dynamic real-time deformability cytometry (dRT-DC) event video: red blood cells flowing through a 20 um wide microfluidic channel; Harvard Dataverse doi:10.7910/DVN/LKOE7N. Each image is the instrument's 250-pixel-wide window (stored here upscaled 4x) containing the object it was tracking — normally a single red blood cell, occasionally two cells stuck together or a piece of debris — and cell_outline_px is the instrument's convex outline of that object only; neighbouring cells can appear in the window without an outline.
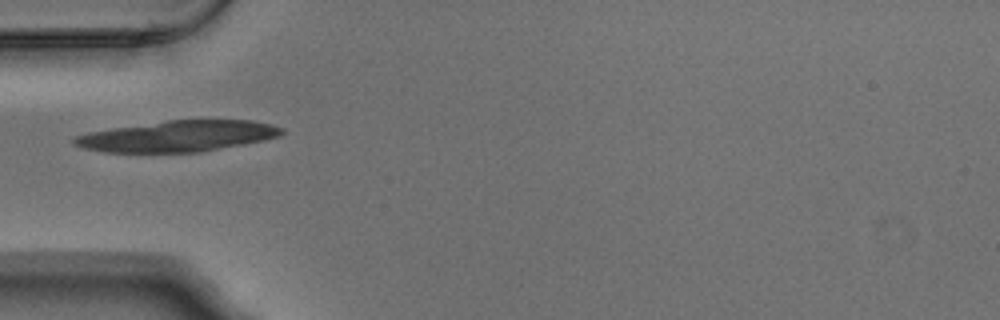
{"species": "Egyptian fruit bat (a non-hibernating species)", "species_latin": "Rousettus aegyptiacus", "temperature_condition": "warm", "stored_images_in_passage": 2, "camera_frame_rate_fps": 3000, "um_per_image_px": 0.085, "animal": {"sex": "male"}, "frame": {"image": 1, "passage_image": 1, "time_ms": 0.0, "image_size_px": [1000, 320], "cell_outline_px": [[284, 132], [280, 136], [264, 140], [244, 144], [200, 152], [104, 152], [80, 148], [72, 144], [72, 140], [76, 136], [88, 132], [168, 120], [252, 120], [284, 128]], "centroid_in_image_um": [15.1, 11.58], "position_along_channel_um": 69.9, "area_um2": 37.34}}
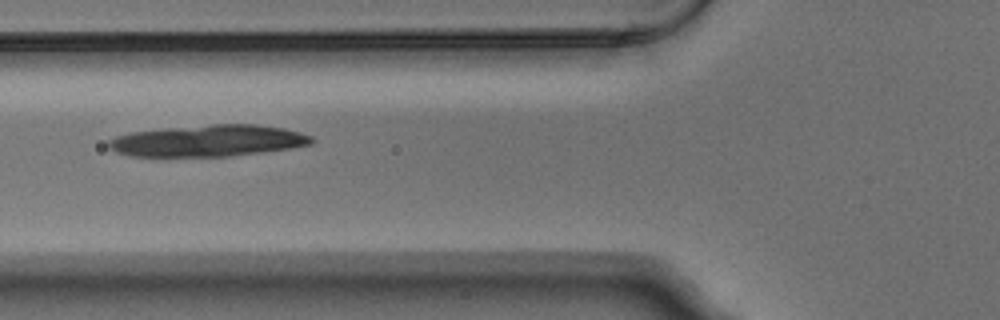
{"frame": {"image": 2, "passage_image": 2, "time_ms": 0.333, "image_size_px": [1000, 320], "cell_outline_px": [[316, 140], [312, 144], [264, 152], [232, 156], [132, 156], [116, 152], [108, 148], [108, 140], [116, 136], [132, 132], [168, 128], [212, 124], [256, 124], [284, 128], [300, 132], [312, 136]], "centroid_in_image_um": [17.73, 11.96], "position_along_channel_um": 108.1, "area_um2": 37.34}}